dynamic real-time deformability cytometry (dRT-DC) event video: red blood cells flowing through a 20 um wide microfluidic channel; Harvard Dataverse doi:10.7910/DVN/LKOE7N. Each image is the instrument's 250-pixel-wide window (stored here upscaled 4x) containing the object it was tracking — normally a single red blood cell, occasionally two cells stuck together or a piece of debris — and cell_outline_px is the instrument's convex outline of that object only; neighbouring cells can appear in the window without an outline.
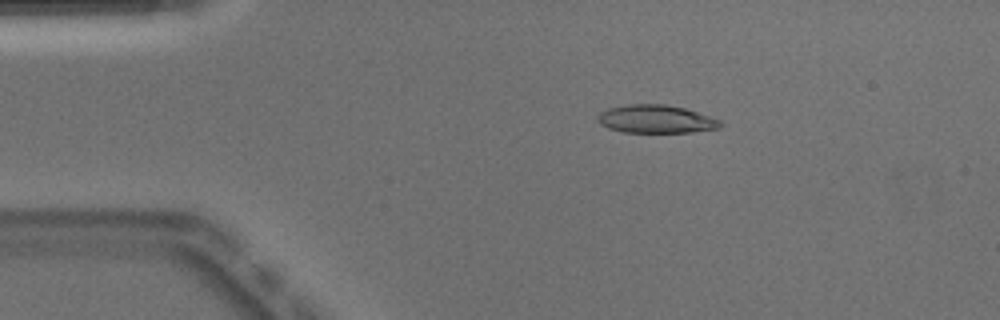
{"species": "Egyptian fruit bat (a non-hibernating species)", "species_latin": "Rousettus aegyptiacus", "temperature_condition": "warm", "stored_images_in_passage": 15, "camera_frame_rate_fps": 3000, "um_per_image_px": 0.085, "animal": {"sex": "male"}, "frame": {"image": 1, "passage_image": 9, "time_ms": 2.667, "image_size_px": [1000, 320], "cell_outline_px": [[724, 124], [720, 128], [692, 132], [624, 132], [608, 128], [600, 124], [596, 116], [600, 112], [608, 108], [628, 104], [664, 104], [684, 108], [720, 120]], "centroid_in_image_um": [55.74, 10.12], "position_along_channel_um": 29.3, "area_um2": 20.06}}